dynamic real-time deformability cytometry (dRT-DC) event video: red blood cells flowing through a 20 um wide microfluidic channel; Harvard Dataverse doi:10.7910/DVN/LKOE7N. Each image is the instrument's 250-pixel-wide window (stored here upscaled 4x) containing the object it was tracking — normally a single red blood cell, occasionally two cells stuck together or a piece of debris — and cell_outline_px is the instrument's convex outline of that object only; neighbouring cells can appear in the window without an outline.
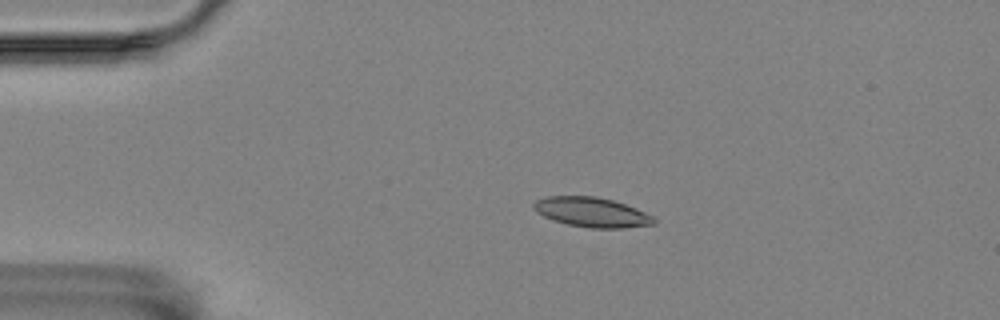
{"species": "Egyptian fruit bat (a non-hibernating species)", "species_latin": "Rousettus aegyptiacus", "temperature_condition": "room temperature", "stored_images_in_passage": 7, "camera_frame_rate_fps": 3000, "um_per_image_px": 0.085, "animal": {"sex": "female"}, "frame": {"image": 1, "passage_image": 4, "time_ms": 3.667, "image_size_px": [1000, 320], "cell_outline_px": [[656, 224], [620, 228], [588, 228], [568, 224], [552, 220], [536, 212], [532, 208], [532, 204], [536, 200], [548, 196], [596, 196], [612, 200], [636, 208], [652, 216], [656, 220]], "centroid_in_image_um": [50.27, 18.04], "position_along_channel_um": 34.7, "area_um2": 20.81}}
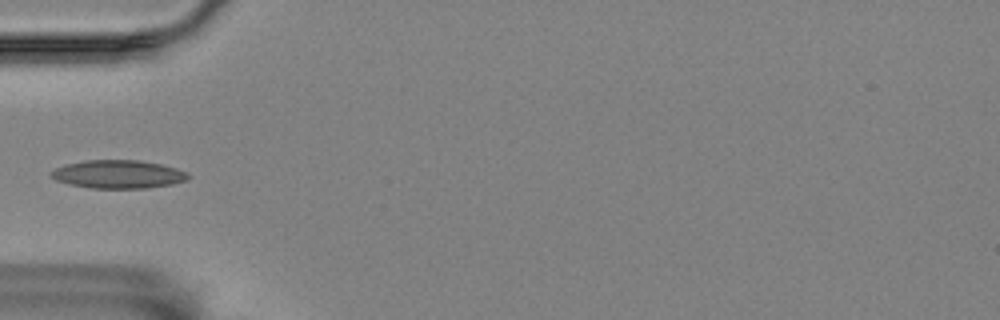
{"frame": {"image": 2, "passage_image": 6, "time_ms": 6.0, "image_size_px": [1000, 320], "cell_outline_px": [[188, 180], [172, 184], [148, 188], [92, 188], [68, 184], [56, 180], [48, 172], [64, 164], [84, 160], [140, 160], [160, 164], [176, 168], [184, 172], [188, 176]], "centroid_in_image_um": [10.01, 14.81], "position_along_channel_um": 75.0, "area_um2": 22.54}}
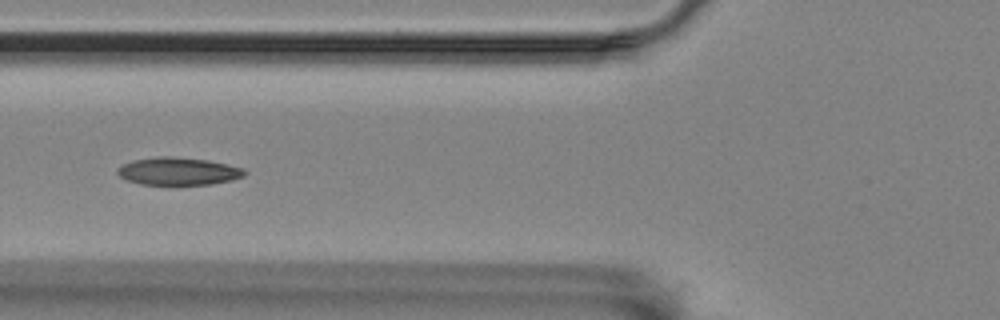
{"frame": {"image": 3, "passage_image": 7, "time_ms": 7.0, "image_size_px": [1000, 320], "cell_outline_px": [[248, 172], [244, 176], [232, 180], [212, 184], [140, 184], [128, 180], [120, 176], [116, 172], [116, 168], [132, 160], [156, 156], [168, 156], [208, 160], [228, 164], [244, 168]], "centroid_in_image_um": [15.17, 14.54], "position_along_channel_um": 110.6, "area_um2": 20.52}}